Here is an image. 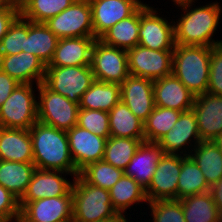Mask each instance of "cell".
<instances>
[{"label":"cell","instance_id":"obj_16","mask_svg":"<svg viewBox=\"0 0 222 222\" xmlns=\"http://www.w3.org/2000/svg\"><path fill=\"white\" fill-rule=\"evenodd\" d=\"M71 158L80 172L88 164L103 160L108 138L91 133L78 125L66 132Z\"/></svg>","mask_w":222,"mask_h":222},{"label":"cell","instance_id":"obj_43","mask_svg":"<svg viewBox=\"0 0 222 222\" xmlns=\"http://www.w3.org/2000/svg\"><path fill=\"white\" fill-rule=\"evenodd\" d=\"M19 15L20 8L17 5L0 3V42Z\"/></svg>","mask_w":222,"mask_h":222},{"label":"cell","instance_id":"obj_30","mask_svg":"<svg viewBox=\"0 0 222 222\" xmlns=\"http://www.w3.org/2000/svg\"><path fill=\"white\" fill-rule=\"evenodd\" d=\"M36 167L34 163L0 161V185L18 200L22 198Z\"/></svg>","mask_w":222,"mask_h":222},{"label":"cell","instance_id":"obj_51","mask_svg":"<svg viewBox=\"0 0 222 222\" xmlns=\"http://www.w3.org/2000/svg\"><path fill=\"white\" fill-rule=\"evenodd\" d=\"M173 1L174 3H177V2H180V1H184V0H171Z\"/></svg>","mask_w":222,"mask_h":222},{"label":"cell","instance_id":"obj_10","mask_svg":"<svg viewBox=\"0 0 222 222\" xmlns=\"http://www.w3.org/2000/svg\"><path fill=\"white\" fill-rule=\"evenodd\" d=\"M157 9L145 4L140 6L138 45L153 50H174V21L163 18Z\"/></svg>","mask_w":222,"mask_h":222},{"label":"cell","instance_id":"obj_34","mask_svg":"<svg viewBox=\"0 0 222 222\" xmlns=\"http://www.w3.org/2000/svg\"><path fill=\"white\" fill-rule=\"evenodd\" d=\"M182 112L155 106L143 122L145 142L157 143L176 123Z\"/></svg>","mask_w":222,"mask_h":222},{"label":"cell","instance_id":"obj_4","mask_svg":"<svg viewBox=\"0 0 222 222\" xmlns=\"http://www.w3.org/2000/svg\"><path fill=\"white\" fill-rule=\"evenodd\" d=\"M72 222H96L118 213L113 208L110 192L87 183L80 175L74 178Z\"/></svg>","mask_w":222,"mask_h":222},{"label":"cell","instance_id":"obj_9","mask_svg":"<svg viewBox=\"0 0 222 222\" xmlns=\"http://www.w3.org/2000/svg\"><path fill=\"white\" fill-rule=\"evenodd\" d=\"M91 68L97 81L122 84L130 75L127 51L96 39L92 49Z\"/></svg>","mask_w":222,"mask_h":222},{"label":"cell","instance_id":"obj_45","mask_svg":"<svg viewBox=\"0 0 222 222\" xmlns=\"http://www.w3.org/2000/svg\"><path fill=\"white\" fill-rule=\"evenodd\" d=\"M209 192L218 210H222V178L210 187Z\"/></svg>","mask_w":222,"mask_h":222},{"label":"cell","instance_id":"obj_3","mask_svg":"<svg viewBox=\"0 0 222 222\" xmlns=\"http://www.w3.org/2000/svg\"><path fill=\"white\" fill-rule=\"evenodd\" d=\"M211 47L175 44L172 74L195 96L208 89Z\"/></svg>","mask_w":222,"mask_h":222},{"label":"cell","instance_id":"obj_5","mask_svg":"<svg viewBox=\"0 0 222 222\" xmlns=\"http://www.w3.org/2000/svg\"><path fill=\"white\" fill-rule=\"evenodd\" d=\"M34 88L38 84H19L12 91L0 107V127L29 130L38 121V95L34 94L38 90Z\"/></svg>","mask_w":222,"mask_h":222},{"label":"cell","instance_id":"obj_37","mask_svg":"<svg viewBox=\"0 0 222 222\" xmlns=\"http://www.w3.org/2000/svg\"><path fill=\"white\" fill-rule=\"evenodd\" d=\"M124 171L104 160L88 164L79 175L89 184L110 190L123 176Z\"/></svg>","mask_w":222,"mask_h":222},{"label":"cell","instance_id":"obj_32","mask_svg":"<svg viewBox=\"0 0 222 222\" xmlns=\"http://www.w3.org/2000/svg\"><path fill=\"white\" fill-rule=\"evenodd\" d=\"M209 190L210 187L196 162L191 156L182 155V168L177 184V200L206 193Z\"/></svg>","mask_w":222,"mask_h":222},{"label":"cell","instance_id":"obj_14","mask_svg":"<svg viewBox=\"0 0 222 222\" xmlns=\"http://www.w3.org/2000/svg\"><path fill=\"white\" fill-rule=\"evenodd\" d=\"M66 175L73 177L69 181ZM74 175L60 170L35 169L26 192L19 200L20 209L30 201L66 195L73 186Z\"/></svg>","mask_w":222,"mask_h":222},{"label":"cell","instance_id":"obj_48","mask_svg":"<svg viewBox=\"0 0 222 222\" xmlns=\"http://www.w3.org/2000/svg\"><path fill=\"white\" fill-rule=\"evenodd\" d=\"M28 0H16V5L21 8Z\"/></svg>","mask_w":222,"mask_h":222},{"label":"cell","instance_id":"obj_2","mask_svg":"<svg viewBox=\"0 0 222 222\" xmlns=\"http://www.w3.org/2000/svg\"><path fill=\"white\" fill-rule=\"evenodd\" d=\"M33 163L37 169L79 175L71 158L66 131L37 121L30 129Z\"/></svg>","mask_w":222,"mask_h":222},{"label":"cell","instance_id":"obj_31","mask_svg":"<svg viewBox=\"0 0 222 222\" xmlns=\"http://www.w3.org/2000/svg\"><path fill=\"white\" fill-rule=\"evenodd\" d=\"M190 156L199 166L209 187L222 178V153L213 141H201Z\"/></svg>","mask_w":222,"mask_h":222},{"label":"cell","instance_id":"obj_27","mask_svg":"<svg viewBox=\"0 0 222 222\" xmlns=\"http://www.w3.org/2000/svg\"><path fill=\"white\" fill-rule=\"evenodd\" d=\"M109 192L112 206L120 214L126 215L127 210L131 209L135 204L139 206L141 204L142 207L144 206L142 204L149 203L146 190L132 177L125 174H123Z\"/></svg>","mask_w":222,"mask_h":222},{"label":"cell","instance_id":"obj_29","mask_svg":"<svg viewBox=\"0 0 222 222\" xmlns=\"http://www.w3.org/2000/svg\"><path fill=\"white\" fill-rule=\"evenodd\" d=\"M121 85L95 80L82 95L79 108L109 112L121 100Z\"/></svg>","mask_w":222,"mask_h":222},{"label":"cell","instance_id":"obj_40","mask_svg":"<svg viewBox=\"0 0 222 222\" xmlns=\"http://www.w3.org/2000/svg\"><path fill=\"white\" fill-rule=\"evenodd\" d=\"M77 125L98 136L110 137L108 112L79 108Z\"/></svg>","mask_w":222,"mask_h":222},{"label":"cell","instance_id":"obj_19","mask_svg":"<svg viewBox=\"0 0 222 222\" xmlns=\"http://www.w3.org/2000/svg\"><path fill=\"white\" fill-rule=\"evenodd\" d=\"M153 83L149 78L129 75L121 84V101L143 122L155 107Z\"/></svg>","mask_w":222,"mask_h":222},{"label":"cell","instance_id":"obj_22","mask_svg":"<svg viewBox=\"0 0 222 222\" xmlns=\"http://www.w3.org/2000/svg\"><path fill=\"white\" fill-rule=\"evenodd\" d=\"M96 37L59 39L54 55L46 66H89Z\"/></svg>","mask_w":222,"mask_h":222},{"label":"cell","instance_id":"obj_7","mask_svg":"<svg viewBox=\"0 0 222 222\" xmlns=\"http://www.w3.org/2000/svg\"><path fill=\"white\" fill-rule=\"evenodd\" d=\"M37 89L38 121L66 132L77 125L78 104L51 91L43 83Z\"/></svg>","mask_w":222,"mask_h":222},{"label":"cell","instance_id":"obj_33","mask_svg":"<svg viewBox=\"0 0 222 222\" xmlns=\"http://www.w3.org/2000/svg\"><path fill=\"white\" fill-rule=\"evenodd\" d=\"M180 201L185 222H218L219 210L210 192L188 196Z\"/></svg>","mask_w":222,"mask_h":222},{"label":"cell","instance_id":"obj_17","mask_svg":"<svg viewBox=\"0 0 222 222\" xmlns=\"http://www.w3.org/2000/svg\"><path fill=\"white\" fill-rule=\"evenodd\" d=\"M94 36L99 39L117 22L131 16L142 4L137 0H89Z\"/></svg>","mask_w":222,"mask_h":222},{"label":"cell","instance_id":"obj_25","mask_svg":"<svg viewBox=\"0 0 222 222\" xmlns=\"http://www.w3.org/2000/svg\"><path fill=\"white\" fill-rule=\"evenodd\" d=\"M59 38L44 24L28 20V36L25 39L23 52L39 57L45 65L53 58Z\"/></svg>","mask_w":222,"mask_h":222},{"label":"cell","instance_id":"obj_1","mask_svg":"<svg viewBox=\"0 0 222 222\" xmlns=\"http://www.w3.org/2000/svg\"><path fill=\"white\" fill-rule=\"evenodd\" d=\"M195 1L184 0L174 3L183 12L176 22L174 20L175 44L208 47L221 45L222 39L215 40L213 37L222 19V6L216 1L197 7L193 4Z\"/></svg>","mask_w":222,"mask_h":222},{"label":"cell","instance_id":"obj_13","mask_svg":"<svg viewBox=\"0 0 222 222\" xmlns=\"http://www.w3.org/2000/svg\"><path fill=\"white\" fill-rule=\"evenodd\" d=\"M201 142L197 119L193 110L180 114L174 126L157 142L164 154L190 156L193 148ZM190 148V149H189Z\"/></svg>","mask_w":222,"mask_h":222},{"label":"cell","instance_id":"obj_47","mask_svg":"<svg viewBox=\"0 0 222 222\" xmlns=\"http://www.w3.org/2000/svg\"><path fill=\"white\" fill-rule=\"evenodd\" d=\"M213 142L218 146L220 152L222 153V133L218 135Z\"/></svg>","mask_w":222,"mask_h":222},{"label":"cell","instance_id":"obj_36","mask_svg":"<svg viewBox=\"0 0 222 222\" xmlns=\"http://www.w3.org/2000/svg\"><path fill=\"white\" fill-rule=\"evenodd\" d=\"M76 0H28L21 8L20 15L34 23H45L61 13Z\"/></svg>","mask_w":222,"mask_h":222},{"label":"cell","instance_id":"obj_44","mask_svg":"<svg viewBox=\"0 0 222 222\" xmlns=\"http://www.w3.org/2000/svg\"><path fill=\"white\" fill-rule=\"evenodd\" d=\"M19 84L0 69V107Z\"/></svg>","mask_w":222,"mask_h":222},{"label":"cell","instance_id":"obj_39","mask_svg":"<svg viewBox=\"0 0 222 222\" xmlns=\"http://www.w3.org/2000/svg\"><path fill=\"white\" fill-rule=\"evenodd\" d=\"M145 205L150 209L152 222H185L180 200H155Z\"/></svg>","mask_w":222,"mask_h":222},{"label":"cell","instance_id":"obj_41","mask_svg":"<svg viewBox=\"0 0 222 222\" xmlns=\"http://www.w3.org/2000/svg\"><path fill=\"white\" fill-rule=\"evenodd\" d=\"M207 92L222 96V44L211 47Z\"/></svg>","mask_w":222,"mask_h":222},{"label":"cell","instance_id":"obj_26","mask_svg":"<svg viewBox=\"0 0 222 222\" xmlns=\"http://www.w3.org/2000/svg\"><path fill=\"white\" fill-rule=\"evenodd\" d=\"M110 136L135 138L145 142L143 121L121 100L108 112Z\"/></svg>","mask_w":222,"mask_h":222},{"label":"cell","instance_id":"obj_15","mask_svg":"<svg viewBox=\"0 0 222 222\" xmlns=\"http://www.w3.org/2000/svg\"><path fill=\"white\" fill-rule=\"evenodd\" d=\"M181 168V154H163L149 186L145 189L149 202L177 199V184Z\"/></svg>","mask_w":222,"mask_h":222},{"label":"cell","instance_id":"obj_8","mask_svg":"<svg viewBox=\"0 0 222 222\" xmlns=\"http://www.w3.org/2000/svg\"><path fill=\"white\" fill-rule=\"evenodd\" d=\"M59 39L95 37L89 0H76L44 23Z\"/></svg>","mask_w":222,"mask_h":222},{"label":"cell","instance_id":"obj_12","mask_svg":"<svg viewBox=\"0 0 222 222\" xmlns=\"http://www.w3.org/2000/svg\"><path fill=\"white\" fill-rule=\"evenodd\" d=\"M72 189L63 196L27 202L20 209L17 222H72Z\"/></svg>","mask_w":222,"mask_h":222},{"label":"cell","instance_id":"obj_6","mask_svg":"<svg viewBox=\"0 0 222 222\" xmlns=\"http://www.w3.org/2000/svg\"><path fill=\"white\" fill-rule=\"evenodd\" d=\"M95 81L91 66H46L43 84L79 105L82 95Z\"/></svg>","mask_w":222,"mask_h":222},{"label":"cell","instance_id":"obj_28","mask_svg":"<svg viewBox=\"0 0 222 222\" xmlns=\"http://www.w3.org/2000/svg\"><path fill=\"white\" fill-rule=\"evenodd\" d=\"M139 28L140 7L131 16L109 28L99 39L107 45L127 51L138 45Z\"/></svg>","mask_w":222,"mask_h":222},{"label":"cell","instance_id":"obj_35","mask_svg":"<svg viewBox=\"0 0 222 222\" xmlns=\"http://www.w3.org/2000/svg\"><path fill=\"white\" fill-rule=\"evenodd\" d=\"M141 143L135 138L110 136L106 141L103 160L124 171Z\"/></svg>","mask_w":222,"mask_h":222},{"label":"cell","instance_id":"obj_42","mask_svg":"<svg viewBox=\"0 0 222 222\" xmlns=\"http://www.w3.org/2000/svg\"><path fill=\"white\" fill-rule=\"evenodd\" d=\"M19 216V200L0 185V222H17Z\"/></svg>","mask_w":222,"mask_h":222},{"label":"cell","instance_id":"obj_20","mask_svg":"<svg viewBox=\"0 0 222 222\" xmlns=\"http://www.w3.org/2000/svg\"><path fill=\"white\" fill-rule=\"evenodd\" d=\"M0 69L20 84L43 83L46 65L43 61L28 52L0 56Z\"/></svg>","mask_w":222,"mask_h":222},{"label":"cell","instance_id":"obj_24","mask_svg":"<svg viewBox=\"0 0 222 222\" xmlns=\"http://www.w3.org/2000/svg\"><path fill=\"white\" fill-rule=\"evenodd\" d=\"M0 159L33 163L29 130L0 127Z\"/></svg>","mask_w":222,"mask_h":222},{"label":"cell","instance_id":"obj_11","mask_svg":"<svg viewBox=\"0 0 222 222\" xmlns=\"http://www.w3.org/2000/svg\"><path fill=\"white\" fill-rule=\"evenodd\" d=\"M129 73L156 80L172 74L173 50H153L140 45L127 50Z\"/></svg>","mask_w":222,"mask_h":222},{"label":"cell","instance_id":"obj_49","mask_svg":"<svg viewBox=\"0 0 222 222\" xmlns=\"http://www.w3.org/2000/svg\"><path fill=\"white\" fill-rule=\"evenodd\" d=\"M0 3H7V4L16 5V0H0Z\"/></svg>","mask_w":222,"mask_h":222},{"label":"cell","instance_id":"obj_21","mask_svg":"<svg viewBox=\"0 0 222 222\" xmlns=\"http://www.w3.org/2000/svg\"><path fill=\"white\" fill-rule=\"evenodd\" d=\"M155 106L175 109L181 112L191 110L195 95L173 74L154 80Z\"/></svg>","mask_w":222,"mask_h":222},{"label":"cell","instance_id":"obj_38","mask_svg":"<svg viewBox=\"0 0 222 222\" xmlns=\"http://www.w3.org/2000/svg\"><path fill=\"white\" fill-rule=\"evenodd\" d=\"M28 36V20L19 15L0 42V56L18 54L22 51Z\"/></svg>","mask_w":222,"mask_h":222},{"label":"cell","instance_id":"obj_46","mask_svg":"<svg viewBox=\"0 0 222 222\" xmlns=\"http://www.w3.org/2000/svg\"><path fill=\"white\" fill-rule=\"evenodd\" d=\"M96 222H130V219L128 221L127 215L118 213L116 216Z\"/></svg>","mask_w":222,"mask_h":222},{"label":"cell","instance_id":"obj_23","mask_svg":"<svg viewBox=\"0 0 222 222\" xmlns=\"http://www.w3.org/2000/svg\"><path fill=\"white\" fill-rule=\"evenodd\" d=\"M163 154L164 151L157 143L142 142L124 170V174L132 177L146 189Z\"/></svg>","mask_w":222,"mask_h":222},{"label":"cell","instance_id":"obj_50","mask_svg":"<svg viewBox=\"0 0 222 222\" xmlns=\"http://www.w3.org/2000/svg\"><path fill=\"white\" fill-rule=\"evenodd\" d=\"M218 222H222V210L219 211Z\"/></svg>","mask_w":222,"mask_h":222},{"label":"cell","instance_id":"obj_18","mask_svg":"<svg viewBox=\"0 0 222 222\" xmlns=\"http://www.w3.org/2000/svg\"><path fill=\"white\" fill-rule=\"evenodd\" d=\"M192 110L201 141H213L222 133V96L208 92L195 96Z\"/></svg>","mask_w":222,"mask_h":222},{"label":"cell","instance_id":"obj_52","mask_svg":"<svg viewBox=\"0 0 222 222\" xmlns=\"http://www.w3.org/2000/svg\"><path fill=\"white\" fill-rule=\"evenodd\" d=\"M139 3H141V4H145V5H149V3L148 4H146V2L145 3H143L141 0H137Z\"/></svg>","mask_w":222,"mask_h":222}]
</instances>
